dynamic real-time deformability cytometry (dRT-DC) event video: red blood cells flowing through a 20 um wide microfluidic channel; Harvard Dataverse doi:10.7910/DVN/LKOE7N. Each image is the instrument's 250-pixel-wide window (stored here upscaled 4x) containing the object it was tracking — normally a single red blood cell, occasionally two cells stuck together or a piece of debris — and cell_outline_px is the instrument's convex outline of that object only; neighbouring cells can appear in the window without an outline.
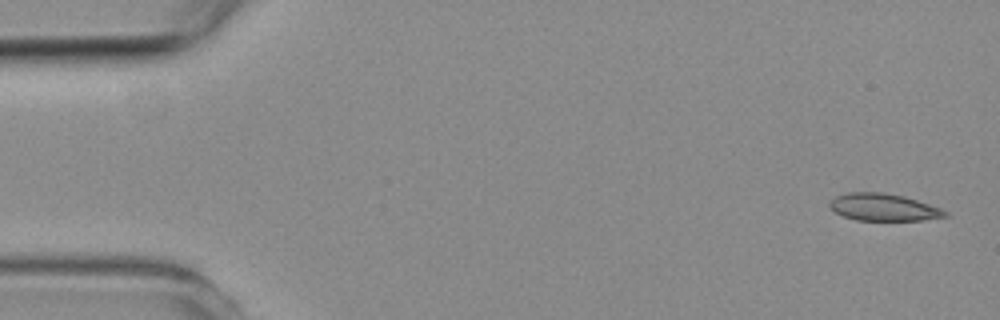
{"species": "common noctule bat (a hibernating species)", "species_latin": "Nyctalus noctula", "temperature_condition": "room temperature", "stored_images_in_passage": 5, "camera_frame_rate_fps": 3000, "um_per_image_px": 0.085, "animal": {"sex": "female", "body_mass_g": 19.3, "forearm_length_mm": 54.1}, "frame": {"image": 1, "passage_image": 1, "time_ms": 0.0, "image_size_px": [1000, 320], "cell_outline_px": [[948, 216], [924, 220], [856, 220], [844, 216], [836, 212], [828, 204], [828, 200], [836, 196], [848, 192], [884, 192], [904, 196], [940, 208], [948, 212]], "centroid_in_image_um": [75.08, 17.61], "position_along_channel_um": 9.9, "area_um2": 18.26}}
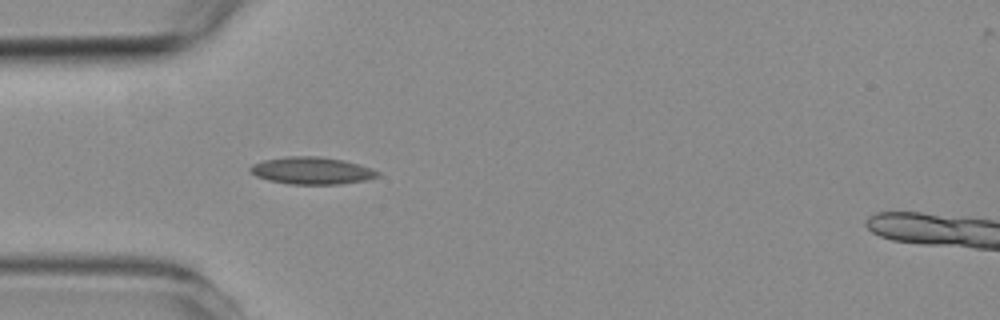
{"frame": {"image": 2, "passage_image": 4, "time_ms": 4.333, "image_size_px": [1000, 320], "cell_outline_px": [[380, 176], [368, 180], [340, 184], [288, 184], [268, 180], [256, 176], [248, 168], [252, 164], [264, 160], [284, 156], [320, 156], [344, 160], [360, 164], [372, 168], [380, 172]], "centroid_in_image_um": [26.53, 14.5], "position_along_channel_um": 58.5, "area_um2": 20.46}}